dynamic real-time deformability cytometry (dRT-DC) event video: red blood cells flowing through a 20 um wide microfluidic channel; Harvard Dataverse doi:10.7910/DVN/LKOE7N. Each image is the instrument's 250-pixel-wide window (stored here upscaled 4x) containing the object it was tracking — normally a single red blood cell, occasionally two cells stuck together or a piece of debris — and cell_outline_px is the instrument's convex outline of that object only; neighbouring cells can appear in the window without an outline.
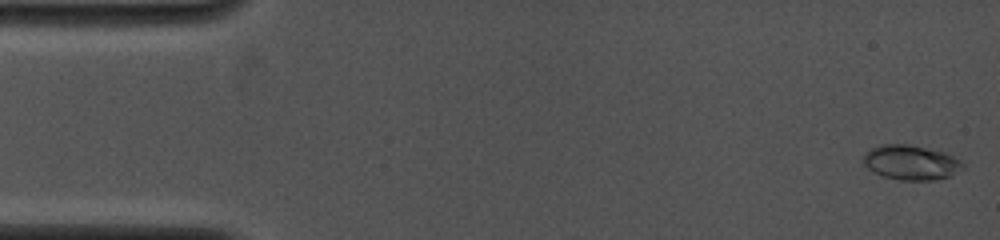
{"species": "common noctule bat (a hibernating species)", "species_latin": "Nyctalus noctula", "temperature_condition": "cold", "stored_images_in_passage": 8, "camera_frame_rate_fps": 4000, "um_per_image_px": 0.085, "animal": {"sex": "female", "body_mass_g": 19.0, "forearm_length_mm": 53.3}, "frame": {"image": 1, "passage_image": 1, "time_ms": 0.0, "image_size_px": [1000, 240], "cell_outline_px": [[964, 168], [952, 176], [936, 180], [900, 180], [884, 176], [872, 172], [860, 160], [864, 152], [880, 144], [908, 144], [944, 152], [960, 160], [964, 164]], "centroid_in_image_um": [77.41, 13.81], "position_along_channel_um": 7.6, "area_um2": 20.4}}
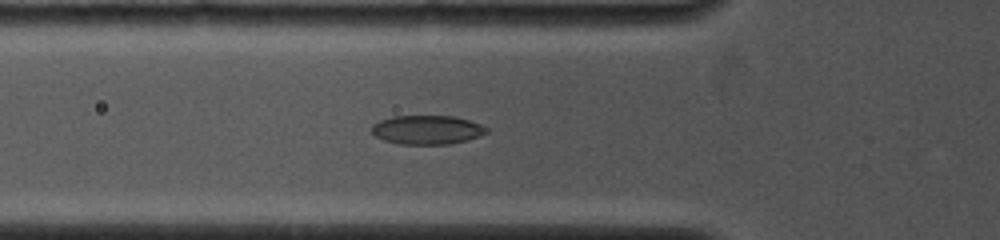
{"frame": {"image": 2, "passage_image": 8, "time_ms": 5.0, "image_size_px": [1000, 240], "cell_outline_px": [[488, 132], [480, 136], [468, 140], [448, 144], [400, 144], [384, 140], [376, 136], [372, 132], [372, 124], [380, 120], [392, 116], [456, 116], [480, 124], [488, 128]], "centroid_in_image_um": [36.31, 11.03], "position_along_channel_um": 89.5, "area_um2": 19.42}}